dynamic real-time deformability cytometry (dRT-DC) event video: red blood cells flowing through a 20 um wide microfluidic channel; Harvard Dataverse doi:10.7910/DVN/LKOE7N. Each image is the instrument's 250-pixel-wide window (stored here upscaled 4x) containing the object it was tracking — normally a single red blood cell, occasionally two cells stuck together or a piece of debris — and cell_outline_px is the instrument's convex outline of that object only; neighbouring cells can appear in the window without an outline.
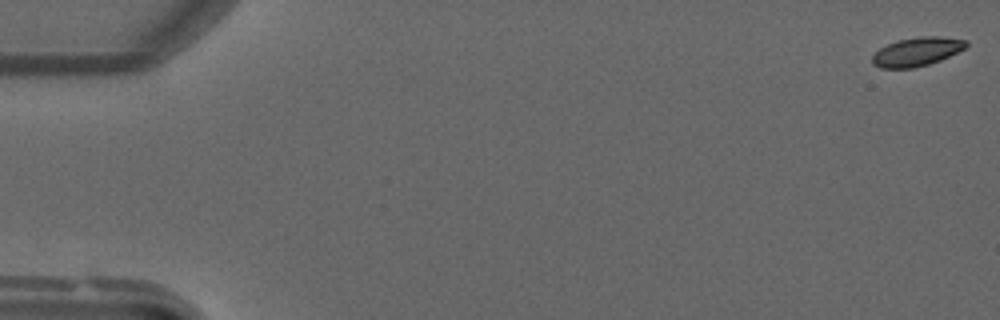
{"species": "common noctule bat (a hibernating species)", "species_latin": "Nyctalus noctula", "temperature_condition": "warm", "stored_images_in_passage": 51, "camera_frame_rate_fps": 3000, "um_per_image_px": 0.085, "animal": {"sex": "male", "forearm_length_mm": 52.5}, "frame": {"image": 1, "passage_image": 1, "time_ms": 0.0, "image_size_px": [1000, 320], "cell_outline_px": [[968, 44], [964, 48], [940, 60], [928, 64], [912, 68], [880, 68], [872, 64], [872, 56], [880, 48], [896, 40], [920, 36], [936, 36], [968, 40]], "centroid_in_image_um": [77.91, 4.39], "position_along_channel_um": 7.1, "area_um2": 15.61}}
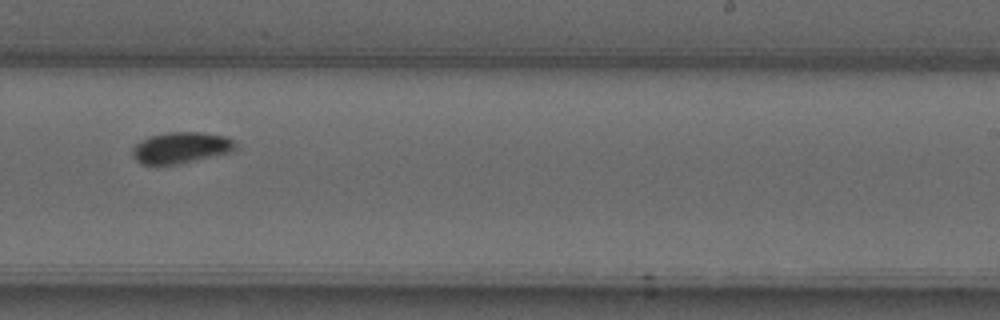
{"frame": {"image": 2, "passage_image": 32, "time_ms": 10.333, "image_size_px": [1000, 320], "cell_outline_px": [[236, 148], [232, 152], [180, 164], [144, 164], [136, 160], [132, 156], [132, 148], [140, 140], [152, 136], [168, 132], [200, 132], [228, 136], [236, 144]], "centroid_in_image_um": [15.4, 12.55], "position_along_channel_um": 273.6, "area_um2": 18.79}}
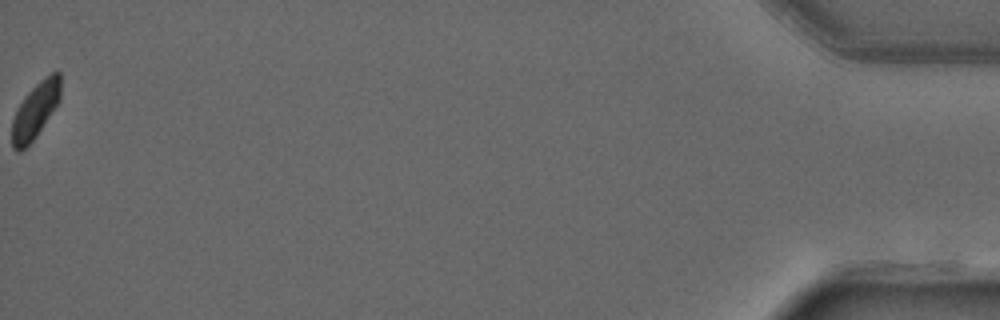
{"frame": {"image": 3, "passage_image": 51, "time_ms": 16.667, "image_size_px": [1000, 320], "cell_outline_px": [[60, 100], [36, 136], [20, 152], [16, 152], [12, 148], [12, 120], [16, 108], [24, 96], [44, 76], [56, 68], [60, 72]], "centroid_in_image_um": [3.0, 9.34], "position_along_channel_um": 432.2, "area_um2": 15.95}}